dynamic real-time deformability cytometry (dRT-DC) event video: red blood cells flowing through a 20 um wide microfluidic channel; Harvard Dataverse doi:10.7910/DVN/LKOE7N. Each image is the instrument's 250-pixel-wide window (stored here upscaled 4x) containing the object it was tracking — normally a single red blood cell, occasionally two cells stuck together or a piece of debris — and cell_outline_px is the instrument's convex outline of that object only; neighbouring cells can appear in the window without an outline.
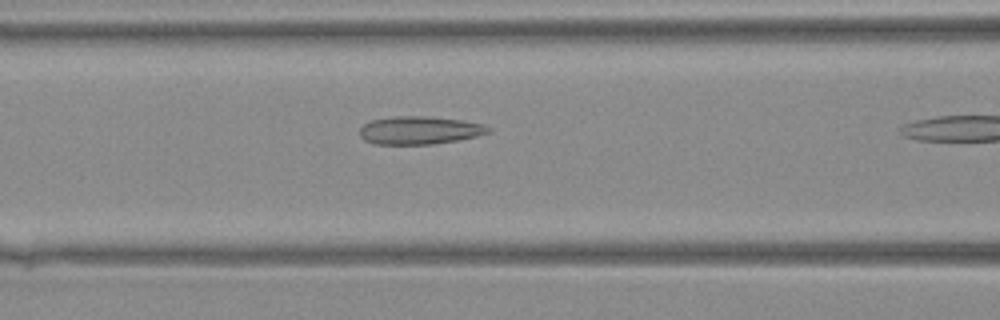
{"species": "Egyptian fruit bat (a non-hibernating species)", "species_latin": "Rousettus aegyptiacus", "temperature_condition": "warm", "stored_images_in_passage": 11, "camera_frame_rate_fps": 3000, "um_per_image_px": 0.085, "animal": {"sex": "female"}, "frame": {"image": 1, "passage_image": 7, "time_ms": 2.0, "image_size_px": [1000, 320], "cell_outline_px": [[492, 132], [460, 140], [432, 144], [376, 144], [364, 140], [360, 136], [360, 128], [364, 124], [372, 120], [392, 116], [424, 116], [464, 120], [484, 124], [492, 128]], "centroid_in_image_um": [35.7, 11.07], "position_along_channel_um": 130.9, "area_um2": 21.15}}